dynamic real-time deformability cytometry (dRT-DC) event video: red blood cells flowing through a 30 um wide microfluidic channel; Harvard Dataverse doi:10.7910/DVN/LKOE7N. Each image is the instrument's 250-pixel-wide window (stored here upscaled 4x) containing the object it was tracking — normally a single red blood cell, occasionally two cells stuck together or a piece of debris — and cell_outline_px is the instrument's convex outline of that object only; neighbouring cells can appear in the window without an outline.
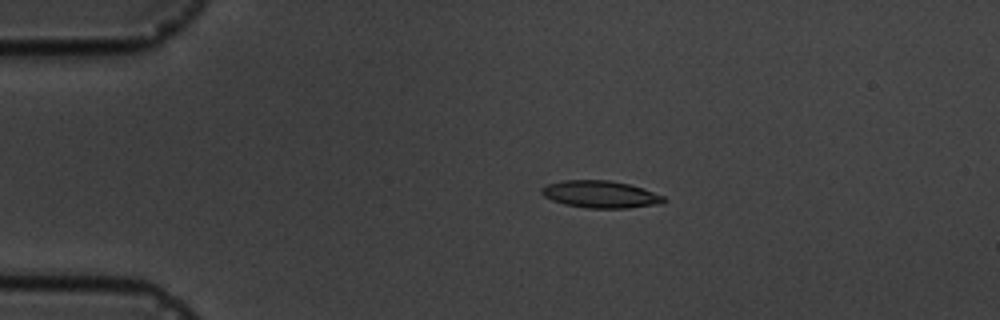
{"species": "common noctule bat (a hibernating species)", "species_latin": "Nyctalus noctula", "temperature_condition": "cold", "stored_images_in_passage": 6, "camera_frame_rate_fps": 3000, "um_per_image_px": 0.085, "animal": {"sex": "male", "body_mass_g": 19.5, "forearm_length_mm": 54.6}, "frame": {"image": 1, "passage_image": 3, "time_ms": 2.333, "image_size_px": [1000, 320], "cell_outline_px": [[668, 200], [664, 204], [628, 208], [588, 208], [564, 204], [552, 200], [544, 196], [540, 192], [540, 188], [548, 184], [560, 180], [608, 180], [628, 184], [644, 188], [664, 196]], "centroid_in_image_um": [51.07, 16.52], "position_along_channel_um": 33.9, "area_um2": 19.59}}
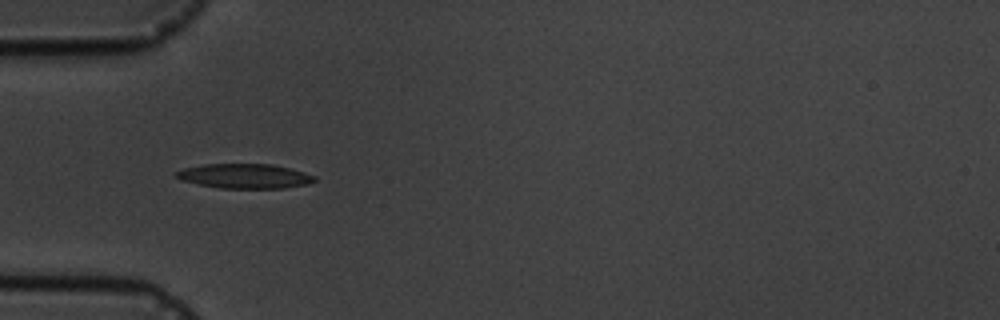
{"frame": {"image": 2, "passage_image": 5, "time_ms": 4.333, "image_size_px": [1000, 320], "cell_outline_px": [[316, 180], [308, 184], [284, 188], [220, 188], [180, 180], [172, 176], [176, 172], [184, 168], [204, 164], [272, 164], [304, 172], [316, 176]], "centroid_in_image_um": [20.78, 14.97], "position_along_channel_um": 64.2, "area_um2": 19.83}}
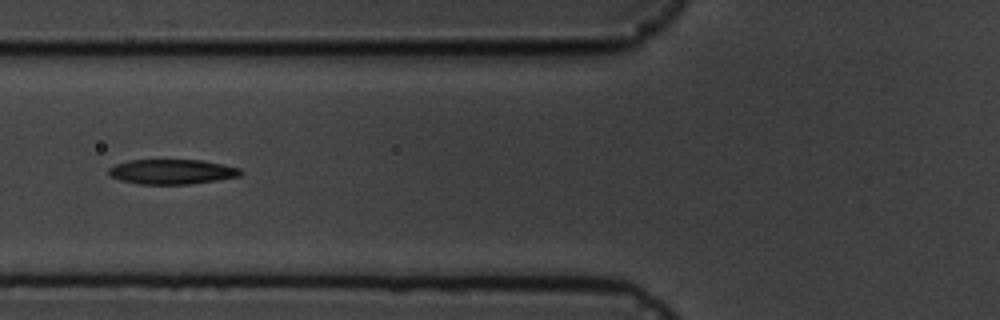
{"frame": {"image": 3, "passage_image": 6, "time_ms": 5.667, "image_size_px": [1000, 320], "cell_outline_px": [[244, 172], [240, 176], [192, 184], [140, 184], [120, 180], [112, 176], [108, 172], [108, 168], [116, 164], [128, 160], [200, 160], [224, 164], [240, 168]], "centroid_in_image_um": [14.64, 14.59], "position_along_channel_um": 111.2, "area_um2": 19.13}}